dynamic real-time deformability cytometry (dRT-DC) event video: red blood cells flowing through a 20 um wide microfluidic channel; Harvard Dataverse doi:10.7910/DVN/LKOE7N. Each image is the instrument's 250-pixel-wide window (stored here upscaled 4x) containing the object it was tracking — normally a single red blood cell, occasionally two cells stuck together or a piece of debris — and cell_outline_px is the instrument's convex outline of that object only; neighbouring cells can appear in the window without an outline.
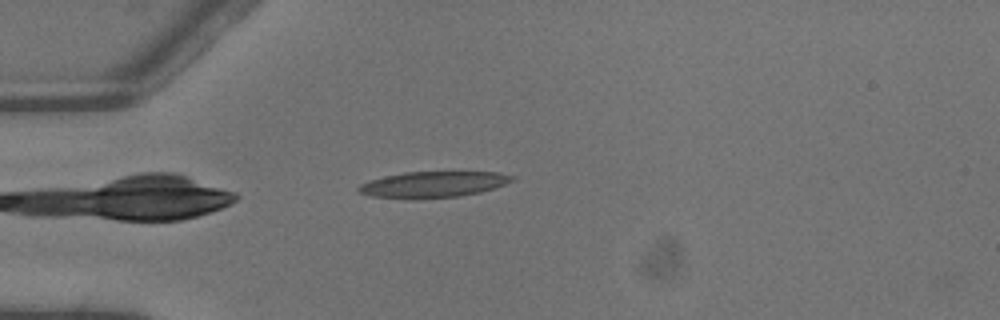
{"species": "common noctule bat (a hibernating species)", "species_latin": "Nyctalus noctula", "temperature_condition": "warm", "stored_images_in_passage": 2, "camera_frame_rate_fps": 3000, "um_per_image_px": 0.085, "animal": {"sex": "male", "body_mass_g": 13.3}, "frame": {"image": 1, "passage_image": 2, "time_ms": 0.333, "image_size_px": [1000, 320], "cell_outline_px": [[516, 180], [480, 192], [460, 196], [416, 200], [372, 196], [360, 192], [356, 188], [360, 184], [368, 180], [384, 176], [404, 172], [500, 172], [516, 176]], "centroid_in_image_um": [36.81, 15.68], "position_along_channel_um": 48.2, "area_um2": 23.58}}